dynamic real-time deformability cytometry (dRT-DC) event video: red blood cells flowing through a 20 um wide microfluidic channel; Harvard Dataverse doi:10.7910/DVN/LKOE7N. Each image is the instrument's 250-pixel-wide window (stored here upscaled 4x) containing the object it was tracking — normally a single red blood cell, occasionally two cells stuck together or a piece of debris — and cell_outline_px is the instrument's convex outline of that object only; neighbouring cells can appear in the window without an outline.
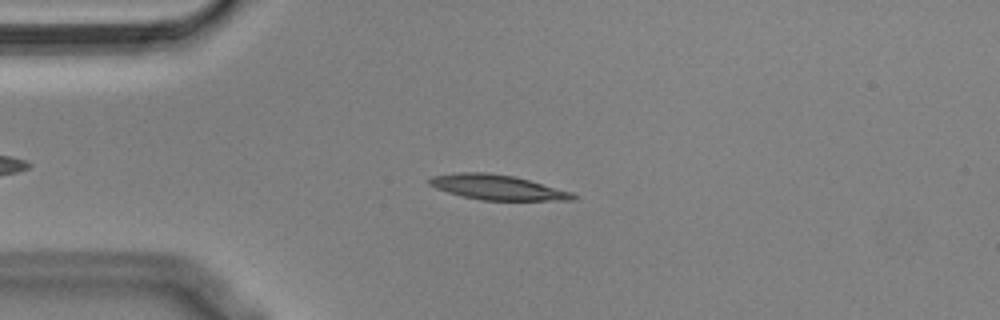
{"species": "Egyptian fruit bat (a non-hibernating species)", "species_latin": "Rousettus aegyptiacus", "temperature_condition": "cold", "stored_images_in_passage": 53, "camera_frame_rate_fps": 3000, "um_per_image_px": 0.085, "animal": {"sex": "male"}, "frame": {"image": 1, "passage_image": 11, "time_ms": 3.333, "image_size_px": [1000, 320], "cell_outline_px": [[576, 200], [480, 200], [460, 196], [436, 188], [428, 184], [428, 180], [432, 176], [460, 172], [484, 172], [512, 176], [528, 180], [572, 192], [576, 196]], "centroid_in_image_um": [42.24, 15.93], "position_along_channel_um": 42.8, "area_um2": 20.69}}
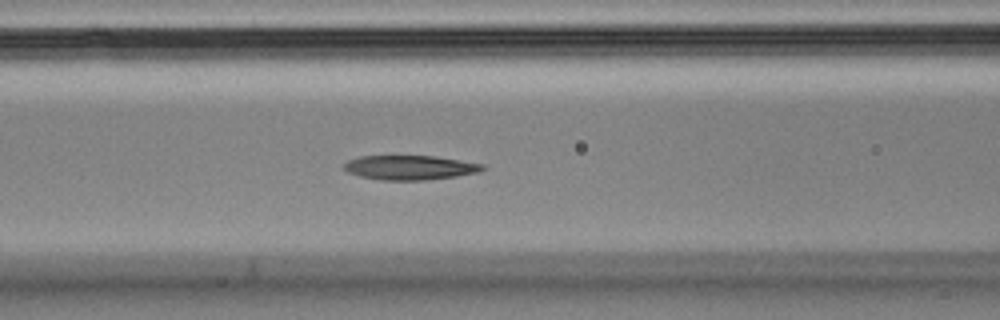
{"frame": {"image": 2, "passage_image": 20, "time_ms": 6.333, "image_size_px": [1000, 320], "cell_outline_px": [[488, 168], [480, 172], [456, 176], [424, 180], [380, 180], [360, 176], [348, 172], [344, 168], [344, 164], [348, 160], [360, 156], [432, 156], [484, 164]], "centroid_in_image_um": [34.86, 14.24], "position_along_channel_um": 131.7, "area_um2": 19.65}}
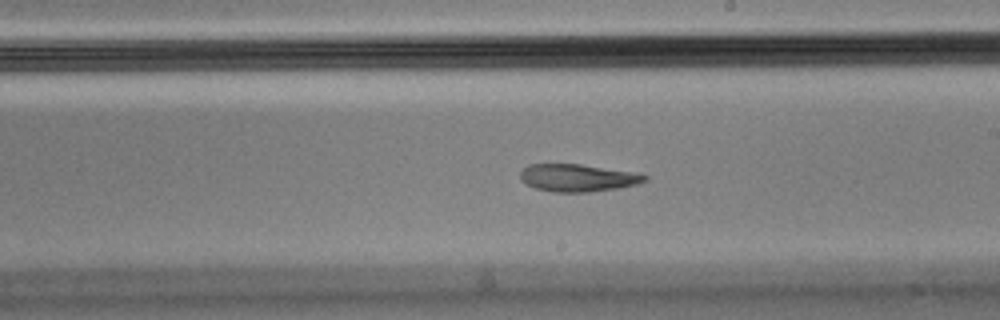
{"frame": {"image": 3, "passage_image": 29, "time_ms": 9.333, "image_size_px": [1000, 320], "cell_outline_px": [[648, 180], [636, 184], [616, 188], [588, 192], [552, 192], [536, 188], [524, 184], [520, 180], [520, 172], [528, 164], [580, 164], [632, 172], [648, 176]], "centroid_in_image_um": [49.05, 15.11], "position_along_channel_um": 240.0, "area_um2": 19.83}}